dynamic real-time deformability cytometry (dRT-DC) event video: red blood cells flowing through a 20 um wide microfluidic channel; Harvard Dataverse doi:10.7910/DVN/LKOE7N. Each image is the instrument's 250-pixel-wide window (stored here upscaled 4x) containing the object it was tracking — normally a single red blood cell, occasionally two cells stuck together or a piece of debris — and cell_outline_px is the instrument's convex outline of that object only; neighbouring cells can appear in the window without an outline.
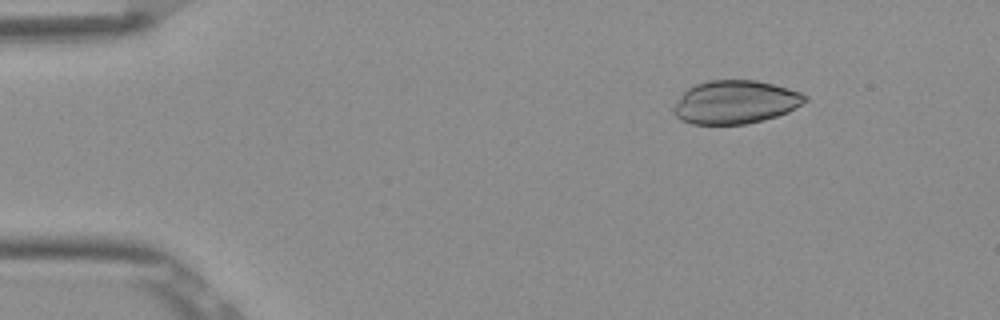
{"species": "Egyptian fruit bat (a non-hibernating species)", "species_latin": "Rousettus aegyptiacus", "temperature_condition": "room temperature", "stored_images_in_passage": 5, "camera_frame_rate_fps": 3000, "um_per_image_px": 0.085, "frame": {"image": 1, "passage_image": 2, "time_ms": 0.333, "image_size_px": [1000, 320], "cell_outline_px": [[808, 100], [788, 112], [764, 120], [744, 124], [692, 124], [680, 120], [672, 112], [672, 108], [680, 96], [688, 88], [696, 84], [708, 80], [756, 80], [772, 84], [800, 92], [808, 96]], "centroid_in_image_um": [62.48, 8.68], "position_along_channel_um": 22.5, "area_um2": 33.18}}